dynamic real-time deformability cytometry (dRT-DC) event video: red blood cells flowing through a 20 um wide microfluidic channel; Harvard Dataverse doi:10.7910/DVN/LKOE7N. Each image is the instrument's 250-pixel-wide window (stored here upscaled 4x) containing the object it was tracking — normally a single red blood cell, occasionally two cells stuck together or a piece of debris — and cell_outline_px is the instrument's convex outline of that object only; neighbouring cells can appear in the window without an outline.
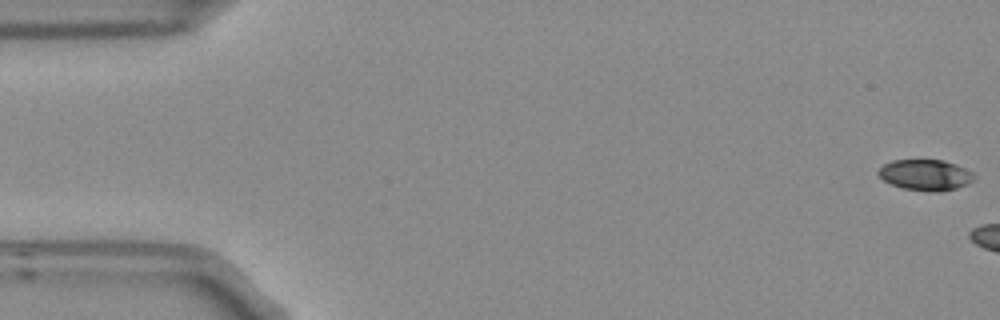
{"species": "Egyptian fruit bat (a non-hibernating species)", "species_latin": "Rousettus aegyptiacus", "temperature_condition": "room temperature", "stored_images_in_passage": 3, "camera_frame_rate_fps": 3000, "um_per_image_px": 0.085, "frame": {"image": 1, "passage_image": 1, "time_ms": 0.0, "image_size_px": [1000, 320], "cell_outline_px": [[976, 176], [968, 184], [956, 188], [940, 192], [936, 192], [904, 188], [892, 184], [884, 180], [876, 172], [884, 164], [892, 160], [944, 160], [956, 164], [972, 172]], "centroid_in_image_um": [78.68, 14.86], "position_along_channel_um": 6.3, "area_um2": 17.11}}